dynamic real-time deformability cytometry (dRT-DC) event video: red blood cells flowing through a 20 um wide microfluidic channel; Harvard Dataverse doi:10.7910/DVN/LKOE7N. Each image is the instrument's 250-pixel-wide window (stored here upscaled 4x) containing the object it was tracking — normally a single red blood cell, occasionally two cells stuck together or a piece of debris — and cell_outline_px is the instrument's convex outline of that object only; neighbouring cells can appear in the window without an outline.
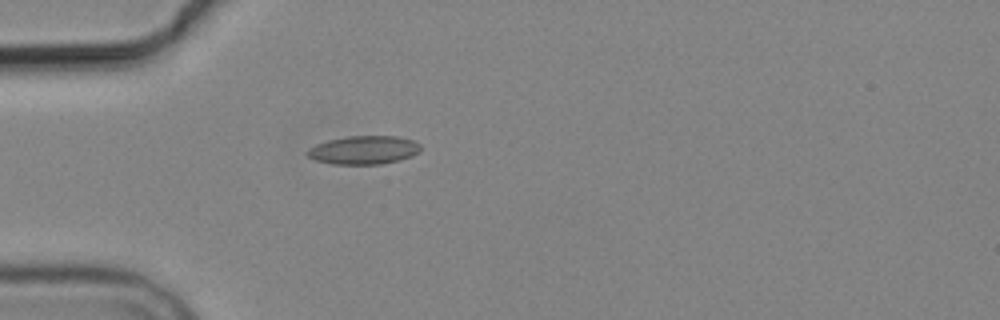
{"species": "common noctule bat (a hibernating species)", "species_latin": "Nyctalus noctula", "temperature_condition": "cold", "stored_images_in_passage": 4, "camera_frame_rate_fps": 3000, "um_per_image_px": 0.085, "animal": {"sex": "male", "body_mass_g": 19.2, "forearm_length_mm": 51.8}, "frame": {"image": 1, "passage_image": 4, "time_ms": 4.667, "image_size_px": [1000, 320], "cell_outline_px": [[420, 152], [412, 156], [400, 160], [380, 164], [332, 164], [316, 160], [308, 156], [304, 152], [308, 148], [316, 144], [328, 140], [348, 136], [396, 136], [412, 140], [420, 144]], "centroid_in_image_um": [30.91, 12.75], "position_along_channel_um": 54.1, "area_um2": 18.84}}